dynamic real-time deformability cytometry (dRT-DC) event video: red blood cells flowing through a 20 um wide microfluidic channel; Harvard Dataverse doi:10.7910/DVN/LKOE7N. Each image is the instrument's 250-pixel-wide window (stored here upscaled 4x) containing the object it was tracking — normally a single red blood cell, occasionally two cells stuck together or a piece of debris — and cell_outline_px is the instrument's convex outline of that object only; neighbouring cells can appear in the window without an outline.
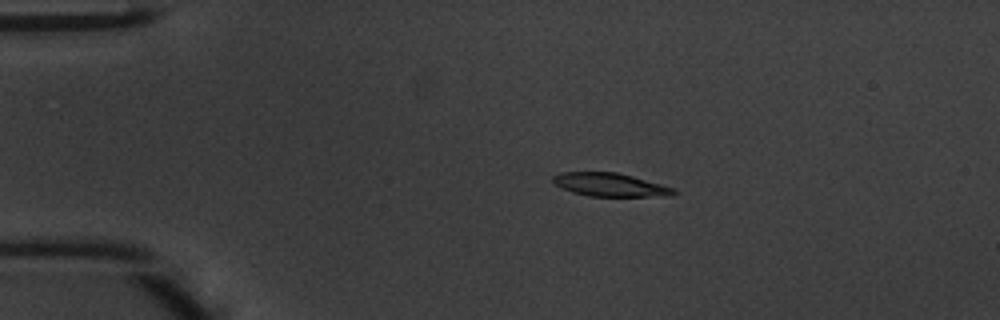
{"species": "common noctule bat (a hibernating species)", "species_latin": "Nyctalus noctula", "temperature_condition": "warm", "stored_images_in_passage": 48, "camera_frame_rate_fps": 3000, "um_per_image_px": 0.085, "animal": {"sex": "male", "body_mass_g": 20.1, "forearm_length_mm": 53.5}, "frame": {"image": 1, "passage_image": 10, "time_ms": 3.0, "image_size_px": [1000, 320], "cell_outline_px": [[680, 192], [672, 196], [588, 196], [572, 192], [556, 184], [552, 180], [552, 176], [560, 172], [616, 172], [632, 176], [676, 188]], "centroid_in_image_um": [51.92, 15.71], "position_along_channel_um": 33.1, "area_um2": 16.47}}
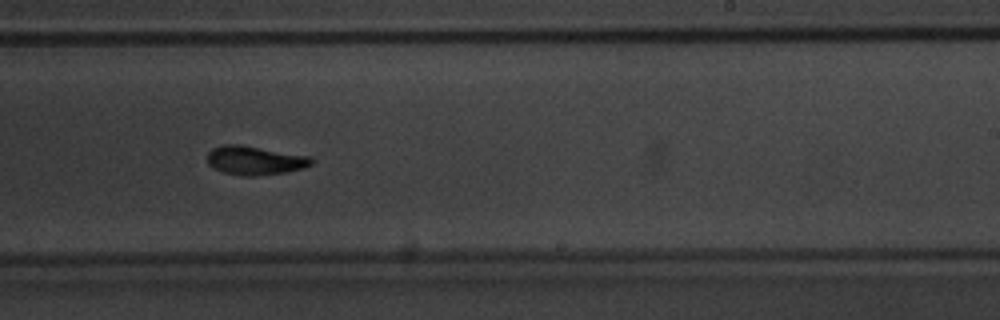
{"frame": {"image": 2, "passage_image": 30, "time_ms": 9.667, "image_size_px": [1000, 320], "cell_outline_px": [[316, 160], [312, 164], [304, 168], [284, 172], [252, 176], [244, 176], [224, 172], [212, 168], [208, 164], [208, 152], [212, 148], [224, 144], [240, 144], [312, 156]], "centroid_in_image_um": [21.7, 13.62], "position_along_channel_um": 267.3, "area_um2": 17.69}}
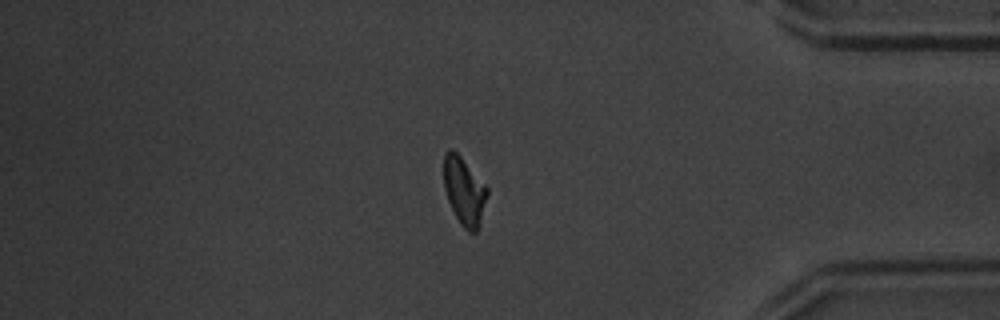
{"frame": {"image": 3, "passage_image": 41, "time_ms": 13.333, "image_size_px": [1000, 320], "cell_outline_px": [[488, 196], [476, 232], [468, 232], [460, 224], [448, 200], [444, 188], [444, 152], [448, 148], [452, 148], [460, 156], [488, 188]], "centroid_in_image_um": [39.44, 16.22], "position_along_channel_um": 395.8, "area_um2": 16.94}, "authors_computed_cell_mechanics": {"area_um2": 16.8198, "velocity_mm_per_s": 4.246, "shape_relaxation_time_tau1_ms": 2.441, "shape_relaxation_time_tau2_ms": 3.0436, "deformation_change_tau1": 0.159, "deformation_change_tau2": 0.0862}}